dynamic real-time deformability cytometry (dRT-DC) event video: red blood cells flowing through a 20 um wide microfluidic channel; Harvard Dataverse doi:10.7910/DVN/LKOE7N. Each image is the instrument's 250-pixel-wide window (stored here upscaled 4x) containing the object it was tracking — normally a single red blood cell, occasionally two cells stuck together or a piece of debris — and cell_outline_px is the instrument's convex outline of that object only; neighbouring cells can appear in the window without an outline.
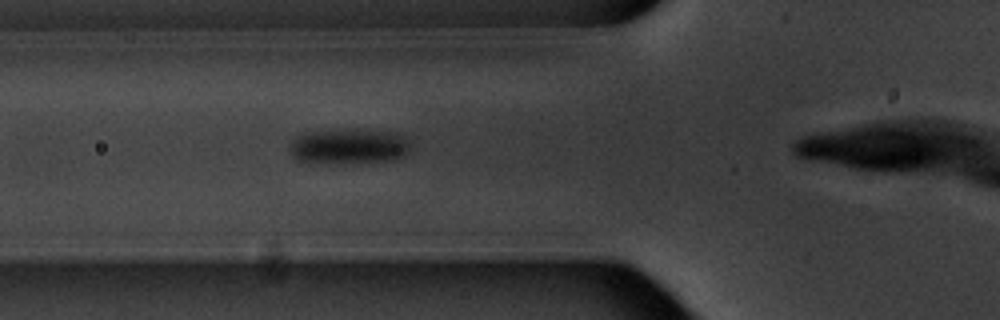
{"species": "common noctule bat (a hibernating species)", "species_latin": "Nyctalus noctula", "temperature_condition": "warm", "stored_images_in_passage": 5, "camera_frame_rate_fps": 3000, "um_per_image_px": 0.085, "animal": {"sex": "male", "body_mass_g": 20.1, "forearm_length_mm": 53.5}, "frame": {"image": 1, "passage_image": 4, "time_ms": 3.333, "image_size_px": [1000, 320], "cell_outline_px": [[408, 152], [400, 156], [388, 160], [300, 160], [288, 148], [292, 140], [296, 136], [304, 132], [380, 132], [400, 136], [408, 144]], "centroid_in_image_um": [29.57, 12.42], "position_along_channel_um": 96.2, "area_um2": 21.85}}